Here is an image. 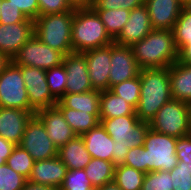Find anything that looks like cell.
<instances>
[{"label":"cell","mask_w":191,"mask_h":190,"mask_svg":"<svg viewBox=\"0 0 191 190\" xmlns=\"http://www.w3.org/2000/svg\"><path fill=\"white\" fill-rule=\"evenodd\" d=\"M140 100L136 115L140 121L150 122L158 110L172 100L169 67L140 69Z\"/></svg>","instance_id":"6da1fadb"},{"label":"cell","mask_w":191,"mask_h":190,"mask_svg":"<svg viewBox=\"0 0 191 190\" xmlns=\"http://www.w3.org/2000/svg\"><path fill=\"white\" fill-rule=\"evenodd\" d=\"M140 69L170 67L178 60V49L172 30H152L132 47Z\"/></svg>","instance_id":"7a4b0ae2"},{"label":"cell","mask_w":191,"mask_h":190,"mask_svg":"<svg viewBox=\"0 0 191 190\" xmlns=\"http://www.w3.org/2000/svg\"><path fill=\"white\" fill-rule=\"evenodd\" d=\"M100 123L114 140L112 162L115 166L124 163L129 149L144 145L146 133L150 128V123L140 121L137 115L103 119Z\"/></svg>","instance_id":"3957f363"},{"label":"cell","mask_w":191,"mask_h":190,"mask_svg":"<svg viewBox=\"0 0 191 190\" xmlns=\"http://www.w3.org/2000/svg\"><path fill=\"white\" fill-rule=\"evenodd\" d=\"M71 32L73 52L84 53L114 42L92 8L74 10Z\"/></svg>","instance_id":"277c9868"},{"label":"cell","mask_w":191,"mask_h":190,"mask_svg":"<svg viewBox=\"0 0 191 190\" xmlns=\"http://www.w3.org/2000/svg\"><path fill=\"white\" fill-rule=\"evenodd\" d=\"M74 8L68 12L38 16L34 20V34L47 46L64 56L73 52L71 30Z\"/></svg>","instance_id":"5b68a950"},{"label":"cell","mask_w":191,"mask_h":190,"mask_svg":"<svg viewBox=\"0 0 191 190\" xmlns=\"http://www.w3.org/2000/svg\"><path fill=\"white\" fill-rule=\"evenodd\" d=\"M155 132L175 138L191 134V104L179 100L165 103L149 122Z\"/></svg>","instance_id":"8992f818"},{"label":"cell","mask_w":191,"mask_h":190,"mask_svg":"<svg viewBox=\"0 0 191 190\" xmlns=\"http://www.w3.org/2000/svg\"><path fill=\"white\" fill-rule=\"evenodd\" d=\"M176 142L177 138L149 128L143 145L147 173L160 170L170 172L177 165Z\"/></svg>","instance_id":"52a82bcc"},{"label":"cell","mask_w":191,"mask_h":190,"mask_svg":"<svg viewBox=\"0 0 191 190\" xmlns=\"http://www.w3.org/2000/svg\"><path fill=\"white\" fill-rule=\"evenodd\" d=\"M0 107L36 112L29 104L21 66L13 61L0 74Z\"/></svg>","instance_id":"ba28073f"},{"label":"cell","mask_w":191,"mask_h":190,"mask_svg":"<svg viewBox=\"0 0 191 190\" xmlns=\"http://www.w3.org/2000/svg\"><path fill=\"white\" fill-rule=\"evenodd\" d=\"M64 55L42 43L34 34L13 58L17 66L36 67L43 70L51 69L62 63Z\"/></svg>","instance_id":"9c48e42d"},{"label":"cell","mask_w":191,"mask_h":190,"mask_svg":"<svg viewBox=\"0 0 191 190\" xmlns=\"http://www.w3.org/2000/svg\"><path fill=\"white\" fill-rule=\"evenodd\" d=\"M19 146L25 149L35 161L58 156V148L48 137L45 126L36 115H33L27 122Z\"/></svg>","instance_id":"30bf717a"},{"label":"cell","mask_w":191,"mask_h":190,"mask_svg":"<svg viewBox=\"0 0 191 190\" xmlns=\"http://www.w3.org/2000/svg\"><path fill=\"white\" fill-rule=\"evenodd\" d=\"M21 72L30 106L36 112L40 109L54 107L58 101L49 91L46 81V70L36 67L21 66Z\"/></svg>","instance_id":"8fae6325"},{"label":"cell","mask_w":191,"mask_h":190,"mask_svg":"<svg viewBox=\"0 0 191 190\" xmlns=\"http://www.w3.org/2000/svg\"><path fill=\"white\" fill-rule=\"evenodd\" d=\"M110 63L109 89L139 75L140 68L131 47L119 45L115 42L111 43Z\"/></svg>","instance_id":"7c38bea8"},{"label":"cell","mask_w":191,"mask_h":190,"mask_svg":"<svg viewBox=\"0 0 191 190\" xmlns=\"http://www.w3.org/2000/svg\"><path fill=\"white\" fill-rule=\"evenodd\" d=\"M32 36H34V21L28 18L19 23H0V52L12 61Z\"/></svg>","instance_id":"4fadbf2b"},{"label":"cell","mask_w":191,"mask_h":190,"mask_svg":"<svg viewBox=\"0 0 191 190\" xmlns=\"http://www.w3.org/2000/svg\"><path fill=\"white\" fill-rule=\"evenodd\" d=\"M89 78L93 90L109 89V73L111 68V44L84 52Z\"/></svg>","instance_id":"5bb4252c"},{"label":"cell","mask_w":191,"mask_h":190,"mask_svg":"<svg viewBox=\"0 0 191 190\" xmlns=\"http://www.w3.org/2000/svg\"><path fill=\"white\" fill-rule=\"evenodd\" d=\"M153 27L151 25L148 9L145 4L131 10L129 19L120 31L114 42L132 47L136 42L146 37Z\"/></svg>","instance_id":"9a60e30c"},{"label":"cell","mask_w":191,"mask_h":190,"mask_svg":"<svg viewBox=\"0 0 191 190\" xmlns=\"http://www.w3.org/2000/svg\"><path fill=\"white\" fill-rule=\"evenodd\" d=\"M67 80L65 93H83L93 90L84 53L72 52L63 57Z\"/></svg>","instance_id":"2e32d148"},{"label":"cell","mask_w":191,"mask_h":190,"mask_svg":"<svg viewBox=\"0 0 191 190\" xmlns=\"http://www.w3.org/2000/svg\"><path fill=\"white\" fill-rule=\"evenodd\" d=\"M35 115L41 120L48 137L58 149L77 136L56 106L40 109Z\"/></svg>","instance_id":"e0dca14e"},{"label":"cell","mask_w":191,"mask_h":190,"mask_svg":"<svg viewBox=\"0 0 191 190\" xmlns=\"http://www.w3.org/2000/svg\"><path fill=\"white\" fill-rule=\"evenodd\" d=\"M154 30H172L183 4L180 0H145Z\"/></svg>","instance_id":"ac0fdd59"},{"label":"cell","mask_w":191,"mask_h":190,"mask_svg":"<svg viewBox=\"0 0 191 190\" xmlns=\"http://www.w3.org/2000/svg\"><path fill=\"white\" fill-rule=\"evenodd\" d=\"M35 112L0 107V137L19 145L27 122Z\"/></svg>","instance_id":"d6986e66"},{"label":"cell","mask_w":191,"mask_h":190,"mask_svg":"<svg viewBox=\"0 0 191 190\" xmlns=\"http://www.w3.org/2000/svg\"><path fill=\"white\" fill-rule=\"evenodd\" d=\"M67 171L68 168L56 156L48 160L35 161L28 180L33 183L59 189Z\"/></svg>","instance_id":"ffe728a7"},{"label":"cell","mask_w":191,"mask_h":190,"mask_svg":"<svg viewBox=\"0 0 191 190\" xmlns=\"http://www.w3.org/2000/svg\"><path fill=\"white\" fill-rule=\"evenodd\" d=\"M86 149L92 158L112 162L114 151V140L107 134L106 129L99 123L95 128L90 129L81 135Z\"/></svg>","instance_id":"44dd1931"},{"label":"cell","mask_w":191,"mask_h":190,"mask_svg":"<svg viewBox=\"0 0 191 190\" xmlns=\"http://www.w3.org/2000/svg\"><path fill=\"white\" fill-rule=\"evenodd\" d=\"M101 91L91 90L83 93H65L55 104L57 108H70L93 114L99 120Z\"/></svg>","instance_id":"7402d4cb"},{"label":"cell","mask_w":191,"mask_h":190,"mask_svg":"<svg viewBox=\"0 0 191 190\" xmlns=\"http://www.w3.org/2000/svg\"><path fill=\"white\" fill-rule=\"evenodd\" d=\"M172 98L191 104V65L178 61L169 67Z\"/></svg>","instance_id":"603a6c76"},{"label":"cell","mask_w":191,"mask_h":190,"mask_svg":"<svg viewBox=\"0 0 191 190\" xmlns=\"http://www.w3.org/2000/svg\"><path fill=\"white\" fill-rule=\"evenodd\" d=\"M58 157L68 170L84 169L92 159L83 138L78 135L58 149Z\"/></svg>","instance_id":"cb8c5ba5"},{"label":"cell","mask_w":191,"mask_h":190,"mask_svg":"<svg viewBox=\"0 0 191 190\" xmlns=\"http://www.w3.org/2000/svg\"><path fill=\"white\" fill-rule=\"evenodd\" d=\"M125 115H136V109L122 97L109 89L101 91L99 105V121Z\"/></svg>","instance_id":"d4e9b609"},{"label":"cell","mask_w":191,"mask_h":190,"mask_svg":"<svg viewBox=\"0 0 191 190\" xmlns=\"http://www.w3.org/2000/svg\"><path fill=\"white\" fill-rule=\"evenodd\" d=\"M115 165L113 162L92 158L84 168L85 173L94 188L114 180Z\"/></svg>","instance_id":"484cf974"},{"label":"cell","mask_w":191,"mask_h":190,"mask_svg":"<svg viewBox=\"0 0 191 190\" xmlns=\"http://www.w3.org/2000/svg\"><path fill=\"white\" fill-rule=\"evenodd\" d=\"M58 109L78 136H81L83 133L95 128L100 123L93 114L70 108Z\"/></svg>","instance_id":"4316f807"},{"label":"cell","mask_w":191,"mask_h":190,"mask_svg":"<svg viewBox=\"0 0 191 190\" xmlns=\"http://www.w3.org/2000/svg\"><path fill=\"white\" fill-rule=\"evenodd\" d=\"M105 25L109 36L114 40L129 19L130 10L113 9V10H94Z\"/></svg>","instance_id":"83f0119b"},{"label":"cell","mask_w":191,"mask_h":190,"mask_svg":"<svg viewBox=\"0 0 191 190\" xmlns=\"http://www.w3.org/2000/svg\"><path fill=\"white\" fill-rule=\"evenodd\" d=\"M145 173L124 164L115 166L114 182L121 190H141Z\"/></svg>","instance_id":"f1b7e54d"},{"label":"cell","mask_w":191,"mask_h":190,"mask_svg":"<svg viewBox=\"0 0 191 190\" xmlns=\"http://www.w3.org/2000/svg\"><path fill=\"white\" fill-rule=\"evenodd\" d=\"M34 162L35 160L25 149L16 145L5 163L14 171L28 179Z\"/></svg>","instance_id":"f546056e"},{"label":"cell","mask_w":191,"mask_h":190,"mask_svg":"<svg viewBox=\"0 0 191 190\" xmlns=\"http://www.w3.org/2000/svg\"><path fill=\"white\" fill-rule=\"evenodd\" d=\"M141 81L139 75L130 80L123 81L112 86L109 90L119 97H122L135 109L140 100Z\"/></svg>","instance_id":"4dcf8cb0"},{"label":"cell","mask_w":191,"mask_h":190,"mask_svg":"<svg viewBox=\"0 0 191 190\" xmlns=\"http://www.w3.org/2000/svg\"><path fill=\"white\" fill-rule=\"evenodd\" d=\"M66 78L67 74L63 63L46 70V81L49 91L57 101L65 94Z\"/></svg>","instance_id":"1f68e13d"},{"label":"cell","mask_w":191,"mask_h":190,"mask_svg":"<svg viewBox=\"0 0 191 190\" xmlns=\"http://www.w3.org/2000/svg\"><path fill=\"white\" fill-rule=\"evenodd\" d=\"M169 173L173 190H191V162L178 161Z\"/></svg>","instance_id":"d6a6232c"},{"label":"cell","mask_w":191,"mask_h":190,"mask_svg":"<svg viewBox=\"0 0 191 190\" xmlns=\"http://www.w3.org/2000/svg\"><path fill=\"white\" fill-rule=\"evenodd\" d=\"M141 190H173L170 173L162 170L145 173Z\"/></svg>","instance_id":"836d02e7"},{"label":"cell","mask_w":191,"mask_h":190,"mask_svg":"<svg viewBox=\"0 0 191 190\" xmlns=\"http://www.w3.org/2000/svg\"><path fill=\"white\" fill-rule=\"evenodd\" d=\"M94 188L84 169L68 170L59 190H91Z\"/></svg>","instance_id":"e575fe53"},{"label":"cell","mask_w":191,"mask_h":190,"mask_svg":"<svg viewBox=\"0 0 191 190\" xmlns=\"http://www.w3.org/2000/svg\"><path fill=\"white\" fill-rule=\"evenodd\" d=\"M27 180L6 163L0 165V190H22Z\"/></svg>","instance_id":"d590c367"},{"label":"cell","mask_w":191,"mask_h":190,"mask_svg":"<svg viewBox=\"0 0 191 190\" xmlns=\"http://www.w3.org/2000/svg\"><path fill=\"white\" fill-rule=\"evenodd\" d=\"M145 0H94L93 10L127 9L133 10L144 4Z\"/></svg>","instance_id":"8d00e7d4"},{"label":"cell","mask_w":191,"mask_h":190,"mask_svg":"<svg viewBox=\"0 0 191 190\" xmlns=\"http://www.w3.org/2000/svg\"><path fill=\"white\" fill-rule=\"evenodd\" d=\"M0 15V23L2 24L19 23L27 19L20 9L10 4L8 0H2Z\"/></svg>","instance_id":"74e56055"},{"label":"cell","mask_w":191,"mask_h":190,"mask_svg":"<svg viewBox=\"0 0 191 190\" xmlns=\"http://www.w3.org/2000/svg\"><path fill=\"white\" fill-rule=\"evenodd\" d=\"M123 164L136 170H140L143 173H147V164H145V148L143 146H137L129 149Z\"/></svg>","instance_id":"f35d334b"},{"label":"cell","mask_w":191,"mask_h":190,"mask_svg":"<svg viewBox=\"0 0 191 190\" xmlns=\"http://www.w3.org/2000/svg\"><path fill=\"white\" fill-rule=\"evenodd\" d=\"M39 16L63 13L72 10L67 0H38Z\"/></svg>","instance_id":"ab89813d"},{"label":"cell","mask_w":191,"mask_h":190,"mask_svg":"<svg viewBox=\"0 0 191 190\" xmlns=\"http://www.w3.org/2000/svg\"><path fill=\"white\" fill-rule=\"evenodd\" d=\"M178 49V62L191 65V35H173Z\"/></svg>","instance_id":"60d3db41"},{"label":"cell","mask_w":191,"mask_h":190,"mask_svg":"<svg viewBox=\"0 0 191 190\" xmlns=\"http://www.w3.org/2000/svg\"><path fill=\"white\" fill-rule=\"evenodd\" d=\"M172 32L173 35H191V6H183Z\"/></svg>","instance_id":"b9f144b4"},{"label":"cell","mask_w":191,"mask_h":190,"mask_svg":"<svg viewBox=\"0 0 191 190\" xmlns=\"http://www.w3.org/2000/svg\"><path fill=\"white\" fill-rule=\"evenodd\" d=\"M10 4L18 7L30 20L34 21L39 16L38 0H8Z\"/></svg>","instance_id":"7bdbcfd3"},{"label":"cell","mask_w":191,"mask_h":190,"mask_svg":"<svg viewBox=\"0 0 191 190\" xmlns=\"http://www.w3.org/2000/svg\"><path fill=\"white\" fill-rule=\"evenodd\" d=\"M176 155L178 161L191 162V134L177 138Z\"/></svg>","instance_id":"ee69618b"},{"label":"cell","mask_w":191,"mask_h":190,"mask_svg":"<svg viewBox=\"0 0 191 190\" xmlns=\"http://www.w3.org/2000/svg\"><path fill=\"white\" fill-rule=\"evenodd\" d=\"M15 146L11 141L0 137V164H5Z\"/></svg>","instance_id":"f6af8a7d"},{"label":"cell","mask_w":191,"mask_h":190,"mask_svg":"<svg viewBox=\"0 0 191 190\" xmlns=\"http://www.w3.org/2000/svg\"><path fill=\"white\" fill-rule=\"evenodd\" d=\"M74 9L91 8L94 0H67Z\"/></svg>","instance_id":"bcb514c9"},{"label":"cell","mask_w":191,"mask_h":190,"mask_svg":"<svg viewBox=\"0 0 191 190\" xmlns=\"http://www.w3.org/2000/svg\"><path fill=\"white\" fill-rule=\"evenodd\" d=\"M22 190H59V189L49 187V186H44V185L37 184V183H33V182L27 180Z\"/></svg>","instance_id":"7dc6e473"},{"label":"cell","mask_w":191,"mask_h":190,"mask_svg":"<svg viewBox=\"0 0 191 190\" xmlns=\"http://www.w3.org/2000/svg\"><path fill=\"white\" fill-rule=\"evenodd\" d=\"M96 190H121V188L114 181H111L103 186L97 187Z\"/></svg>","instance_id":"c3c4849f"},{"label":"cell","mask_w":191,"mask_h":190,"mask_svg":"<svg viewBox=\"0 0 191 190\" xmlns=\"http://www.w3.org/2000/svg\"><path fill=\"white\" fill-rule=\"evenodd\" d=\"M11 62V60L3 53L0 52V74L4 71L5 67Z\"/></svg>","instance_id":"681fc988"},{"label":"cell","mask_w":191,"mask_h":190,"mask_svg":"<svg viewBox=\"0 0 191 190\" xmlns=\"http://www.w3.org/2000/svg\"><path fill=\"white\" fill-rule=\"evenodd\" d=\"M184 6H191V0H180Z\"/></svg>","instance_id":"f907efd6"},{"label":"cell","mask_w":191,"mask_h":190,"mask_svg":"<svg viewBox=\"0 0 191 190\" xmlns=\"http://www.w3.org/2000/svg\"><path fill=\"white\" fill-rule=\"evenodd\" d=\"M1 4H2V0H0V14H1ZM1 17V15H0Z\"/></svg>","instance_id":"816d5d0a"}]
</instances>
